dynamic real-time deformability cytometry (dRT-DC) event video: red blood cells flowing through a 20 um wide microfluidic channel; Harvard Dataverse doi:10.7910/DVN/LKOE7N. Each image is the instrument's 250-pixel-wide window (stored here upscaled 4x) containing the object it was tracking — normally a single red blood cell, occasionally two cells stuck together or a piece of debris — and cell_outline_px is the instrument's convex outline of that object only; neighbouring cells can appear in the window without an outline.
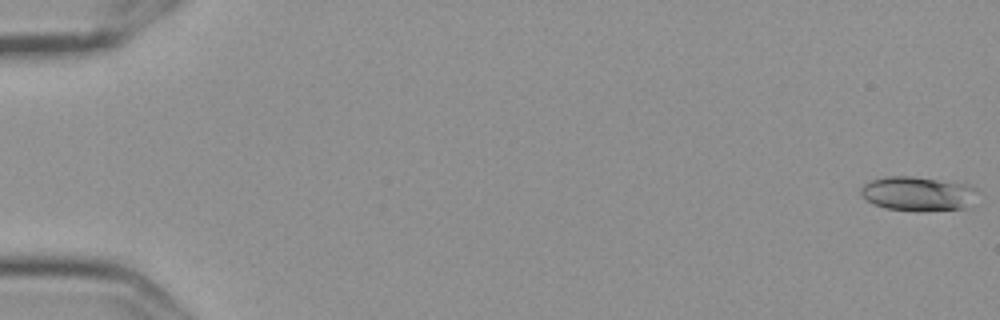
{"species": "Egyptian fruit bat (a non-hibernating species)", "species_latin": "Rousettus aegyptiacus", "temperature_condition": "cold", "stored_images_in_passage": 57, "camera_frame_rate_fps": 3000, "um_per_image_px": 0.085, "frame": {"image": 1, "passage_image": 1, "time_ms": 0.0, "image_size_px": [1000, 320], "cell_outline_px": [[976, 188], [964, 208], [920, 212], [916, 212], [884, 208], [872, 204], [860, 192], [860, 188], [864, 184], [872, 180], [884, 176], [912, 176], [968, 184]], "centroid_in_image_um": [77.92, 16.47], "position_along_channel_um": 7.1, "area_um2": 23.12}}
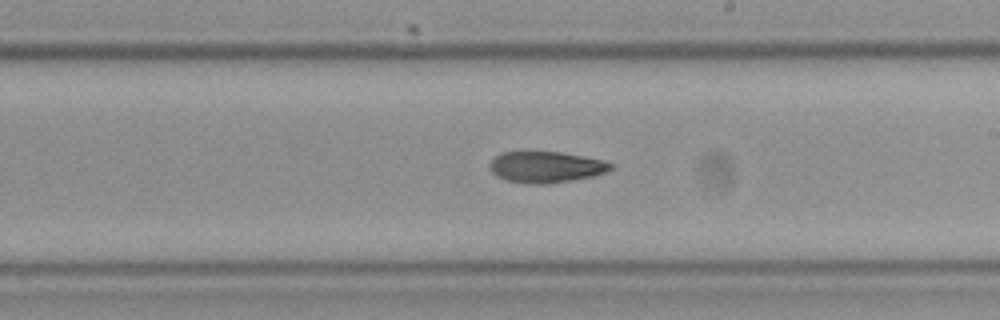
{"frame": {"image": 2, "passage_image": 34, "time_ms": 11.0, "image_size_px": [1000, 320], "cell_outline_px": [[616, 164], [608, 172], [592, 176], [572, 180], [548, 184], [532, 184], [508, 180], [496, 176], [492, 172], [492, 160], [500, 152], [524, 148], [528, 148], [560, 152], [584, 156]], "centroid_in_image_um": [46.39, 14.14], "position_along_channel_um": 242.6, "area_um2": 22.72}}
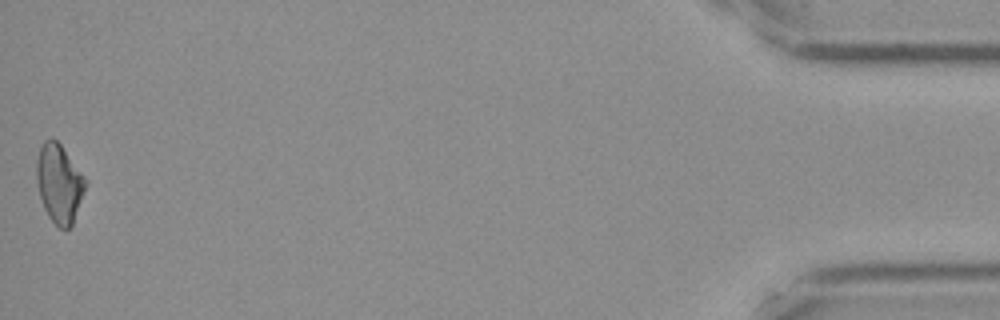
{"frame": {"image": 3, "passage_image": 57, "time_ms": 18.667, "image_size_px": [1000, 320], "cell_outline_px": [[88, 180], [72, 224], [68, 228], [60, 228], [48, 216], [44, 208], [40, 196], [36, 180], [36, 160], [40, 148], [44, 140], [52, 136], [60, 144]], "centroid_in_image_um": [5.02, 15.55], "position_along_channel_um": 430.2, "area_um2": 22.25}, "authors_computed_cell_mechanics": {"area_um2": 22.253, "velocity_mm_per_s": 3.6156, "shape_relaxation_time_tau1_ms": 5.4136, "shape_relaxation_time_tau2_ms": null, "deformation_change_tau1": 0.1322, "deformation_change_tau2": null}}